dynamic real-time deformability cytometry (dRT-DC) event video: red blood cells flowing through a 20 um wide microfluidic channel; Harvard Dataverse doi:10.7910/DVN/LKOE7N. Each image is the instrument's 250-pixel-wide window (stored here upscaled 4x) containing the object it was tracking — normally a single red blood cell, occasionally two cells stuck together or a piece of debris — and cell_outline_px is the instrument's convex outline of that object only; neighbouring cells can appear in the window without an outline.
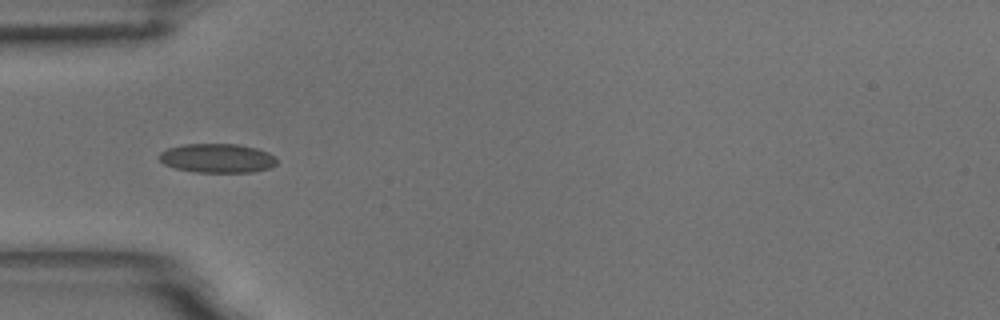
{"species": "common noctule bat (a hibernating species)", "species_latin": "Nyctalus noctula", "temperature_condition": "room temperature", "stored_images_in_passage": 12, "camera_frame_rate_fps": 3000, "um_per_image_px": 0.085, "animal": {"sex": "male", "body_mass_g": 18.8}, "frame": {"image": 1, "passage_image": 4, "time_ms": 1.0, "image_size_px": [1000, 320], "cell_outline_px": [[276, 164], [268, 168], [252, 172], [196, 172], [176, 168], [164, 164], [160, 160], [160, 152], [168, 148], [184, 144], [236, 144], [256, 148], [268, 152], [276, 160]], "centroid_in_image_um": [18.45, 13.44], "position_along_channel_um": 66.5, "area_um2": 19.71}}
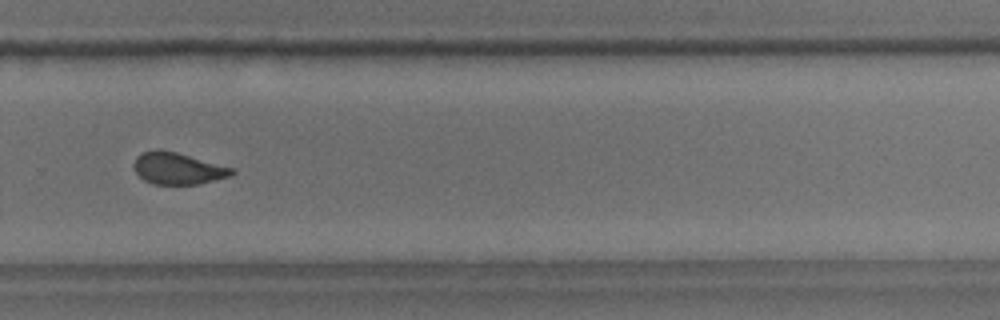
{"frame": {"image": 2, "passage_image": 10, "time_ms": 3.0, "image_size_px": [1000, 320], "cell_outline_px": [[236, 172], [232, 176], [200, 184], [152, 184], [144, 180], [136, 172], [132, 164], [136, 156], [140, 152], [156, 148], [160, 148], [176, 152], [236, 168]], "centroid_in_image_um": [15.13, 14.3], "position_along_channel_um": 314.7, "area_um2": 18.61}}